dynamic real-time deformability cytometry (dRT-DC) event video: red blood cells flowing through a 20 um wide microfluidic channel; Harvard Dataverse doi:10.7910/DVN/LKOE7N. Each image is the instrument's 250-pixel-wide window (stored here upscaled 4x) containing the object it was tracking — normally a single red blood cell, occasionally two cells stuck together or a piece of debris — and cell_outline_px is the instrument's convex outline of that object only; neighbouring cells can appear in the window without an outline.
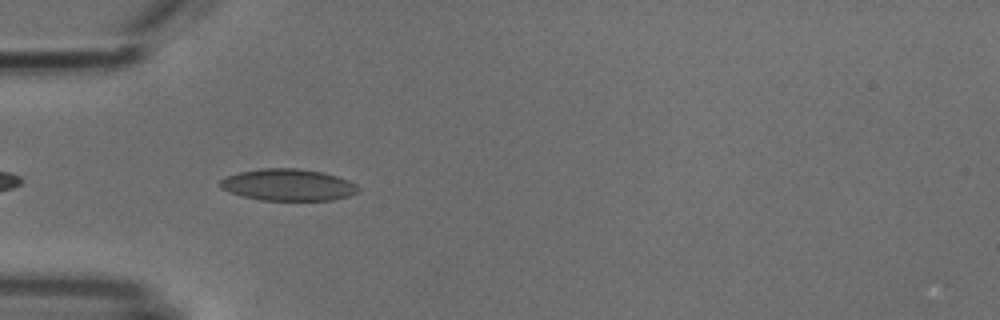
{"species": "common noctule bat (a hibernating species)", "species_latin": "Nyctalus noctula", "temperature_condition": "cold", "stored_images_in_passage": 2, "camera_frame_rate_fps": 3000, "um_per_image_px": 0.085, "animal": {"sex": "male", "body_mass_g": 18.8}, "frame": {"image": 1, "passage_image": 1, "time_ms": 0.0, "image_size_px": [1000, 320], "cell_outline_px": [[360, 192], [348, 196], [332, 200], [260, 200], [244, 196], [220, 188], [216, 184], [224, 176], [240, 172], [260, 168], [296, 168], [320, 172], [336, 176], [348, 180], [356, 184], [360, 188]], "centroid_in_image_um": [24.47, 15.71], "position_along_channel_um": 60.5, "area_um2": 25.61}}
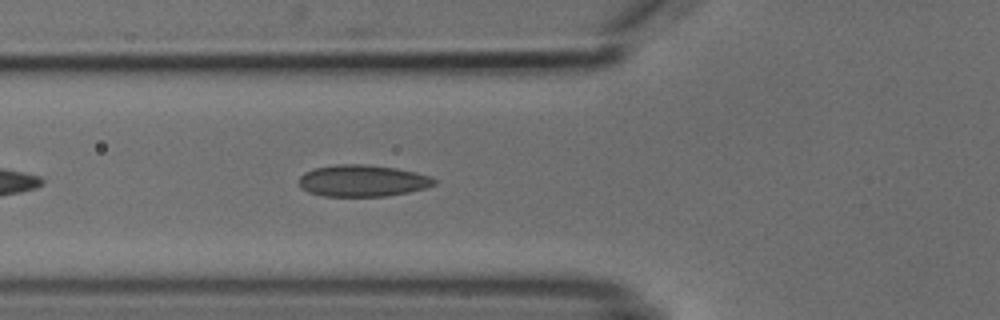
{"frame": {"image": 2, "passage_image": 2, "time_ms": 1.0, "image_size_px": [1000, 320], "cell_outline_px": [[436, 184], [424, 188], [408, 192], [384, 196], [324, 196], [308, 192], [300, 188], [300, 176], [304, 172], [312, 168], [336, 164], [368, 164], [396, 168], [416, 172], [432, 176], [436, 180]], "centroid_in_image_um": [30.8, 15.35], "position_along_channel_um": 95.0, "area_um2": 25.14}}